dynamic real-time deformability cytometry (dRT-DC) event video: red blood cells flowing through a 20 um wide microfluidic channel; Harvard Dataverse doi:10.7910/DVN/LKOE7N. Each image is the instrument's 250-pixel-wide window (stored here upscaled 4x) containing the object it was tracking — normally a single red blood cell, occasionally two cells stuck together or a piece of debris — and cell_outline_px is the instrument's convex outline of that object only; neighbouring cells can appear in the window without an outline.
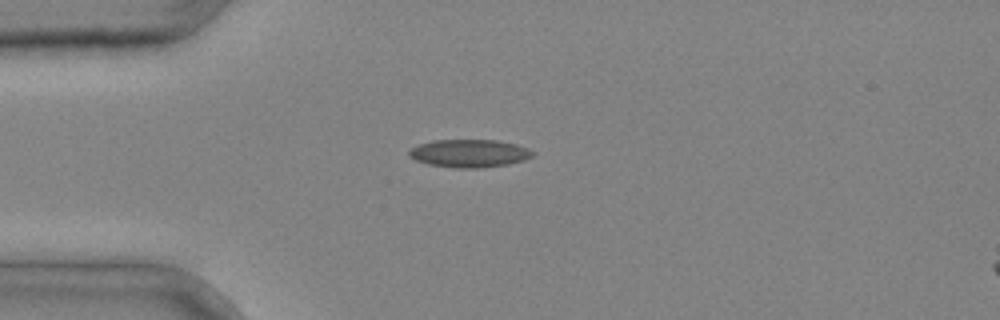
{"species": "common noctule bat (a hibernating species)", "species_latin": "Nyctalus noctula", "temperature_condition": "cold", "stored_images_in_passage": 1, "camera_frame_rate_fps": 3000, "um_per_image_px": 0.085, "animal": {"sex": "male", "body_mass_g": 20.4}, "frame": {"image": 1, "passage_image": 1, "time_ms": 0.0, "image_size_px": [1000, 320], "cell_outline_px": [[536, 152], [532, 156], [524, 160], [508, 164], [480, 168], [456, 168], [428, 164], [416, 160], [408, 156], [408, 152], [412, 148], [420, 144], [432, 140], [496, 140], [516, 144], [528, 148]], "centroid_in_image_um": [39.91, 13.03], "position_along_channel_um": 45.1, "area_um2": 20.11}}